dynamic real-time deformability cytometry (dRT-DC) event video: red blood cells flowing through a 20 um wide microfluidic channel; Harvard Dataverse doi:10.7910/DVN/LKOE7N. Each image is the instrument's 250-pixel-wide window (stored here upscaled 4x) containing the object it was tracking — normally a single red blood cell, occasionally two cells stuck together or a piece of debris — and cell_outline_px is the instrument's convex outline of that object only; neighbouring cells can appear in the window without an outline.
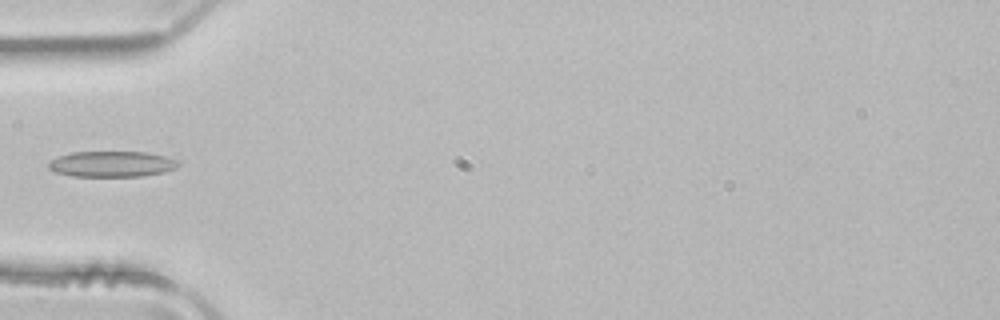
{"species": "common noctule bat (a hibernating species)", "species_latin": "Nyctalus noctula", "temperature_condition": "room temperature", "stored_images_in_passage": 22, "camera_frame_rate_fps": 3000, "um_per_image_px": 0.085, "animal": {"sex": "male", "body_mass_g": 21.5, "forearm_length_mm": 52.0}, "frame": {"image": 1, "passage_image": 1, "time_ms": 0.0, "image_size_px": [1000, 320], "cell_outline_px": [[180, 164], [176, 168], [164, 172], [140, 176], [72, 176], [56, 172], [48, 168], [48, 160], [72, 152], [148, 152], [164, 156], [176, 160]], "centroid_in_image_um": [9.48, 13.94], "position_along_channel_um": 75.5, "area_um2": 19.42}}